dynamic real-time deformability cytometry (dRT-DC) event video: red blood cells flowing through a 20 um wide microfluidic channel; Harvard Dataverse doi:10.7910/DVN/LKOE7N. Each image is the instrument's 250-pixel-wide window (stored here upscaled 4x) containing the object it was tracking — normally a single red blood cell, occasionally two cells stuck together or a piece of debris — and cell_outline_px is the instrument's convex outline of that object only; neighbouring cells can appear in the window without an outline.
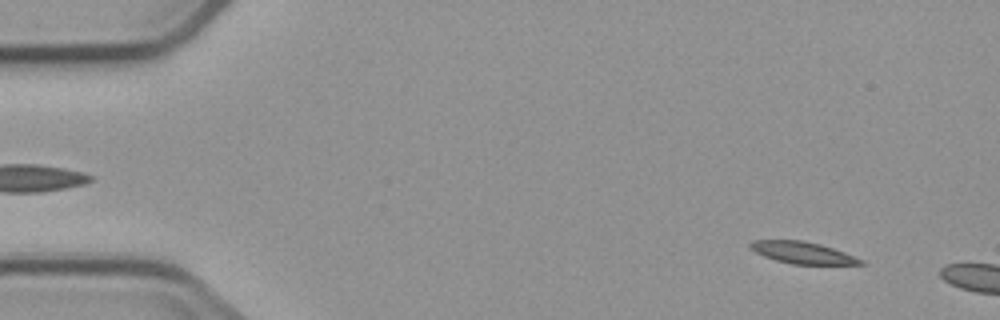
{"species": "common noctule bat (a hibernating species)", "species_latin": "Nyctalus noctula", "temperature_condition": "cold", "stored_images_in_passage": 3, "camera_frame_rate_fps": 3000, "um_per_image_px": 0.085, "animal": {"sex": "male", "body_mass_g": 23.1, "forearm_length_mm": 52.7}, "frame": {"image": 1, "passage_image": 1, "time_ms": 0.0, "image_size_px": [1000, 320], "cell_outline_px": [[868, 264], [792, 264], [776, 260], [764, 256], [748, 248], [748, 244], [752, 240], [804, 240], [820, 244], [844, 252], [864, 260]], "centroid_in_image_um": [68.2, 21.47], "position_along_channel_um": 16.8, "area_um2": 14.05}}